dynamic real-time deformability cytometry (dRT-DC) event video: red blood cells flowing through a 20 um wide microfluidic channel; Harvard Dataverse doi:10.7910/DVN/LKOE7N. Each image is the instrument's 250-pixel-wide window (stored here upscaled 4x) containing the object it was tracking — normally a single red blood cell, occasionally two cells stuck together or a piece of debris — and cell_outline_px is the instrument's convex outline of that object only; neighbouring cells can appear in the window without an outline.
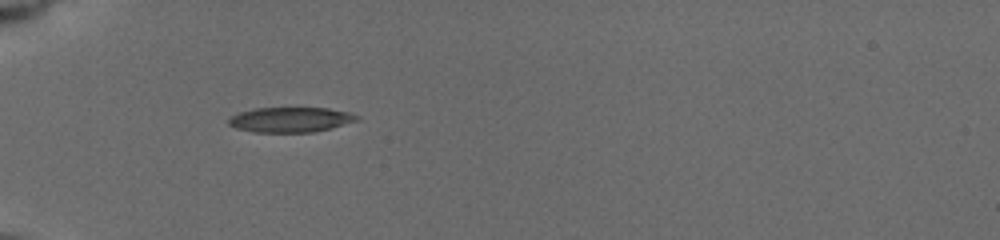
{"species": "common noctule bat (a hibernating species)", "species_latin": "Nyctalus noctula", "temperature_condition": "cold", "stored_images_in_passage": 8, "camera_frame_rate_fps": 3000, "um_per_image_px": 0.085, "animal": {"sex": "female", "body_mass_g": 19.5, "forearm_length_mm": 54.1}, "frame": {"image": 1, "passage_image": 7, "time_ms": 5.333, "image_size_px": [1000, 240], "cell_outline_px": [[360, 120], [332, 128], [312, 132], [252, 132], [236, 128], [228, 124], [228, 116], [240, 112], [256, 108], [328, 108], [352, 112], [360, 116]], "centroid_in_image_um": [24.72, 10.17], "position_along_channel_um": 60.3, "area_um2": 18.96}}